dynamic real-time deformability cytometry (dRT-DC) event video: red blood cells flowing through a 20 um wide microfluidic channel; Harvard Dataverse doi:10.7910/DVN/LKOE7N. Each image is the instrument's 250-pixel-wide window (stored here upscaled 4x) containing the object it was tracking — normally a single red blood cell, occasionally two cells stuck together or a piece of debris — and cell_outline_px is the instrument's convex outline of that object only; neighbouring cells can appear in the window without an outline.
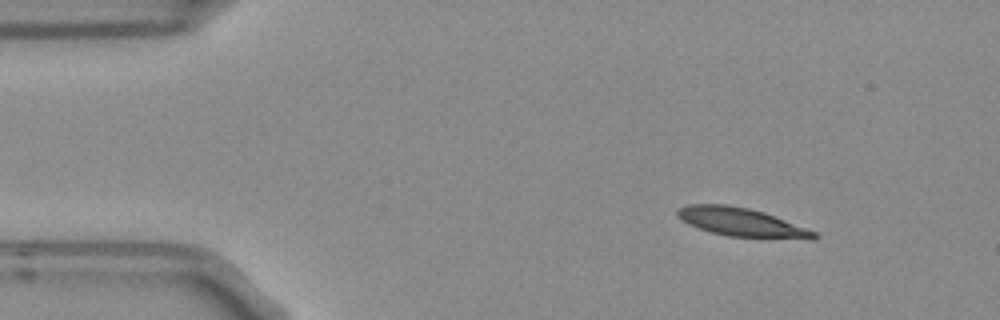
{"species": "Egyptian fruit bat (a non-hibernating species)", "species_latin": "Rousettus aegyptiacus", "temperature_condition": "room temperature", "stored_images_in_passage": 5, "camera_frame_rate_fps": 3000, "um_per_image_px": 0.085, "frame": {"image": 1, "passage_image": 1, "time_ms": 0.0, "image_size_px": [1000, 320], "cell_outline_px": [[820, 236], [812, 240], [728, 236], [712, 232], [688, 224], [676, 216], [676, 212], [680, 208], [688, 204], [728, 204], [748, 208], [764, 212], [816, 232]], "centroid_in_image_um": [63.05, 18.89], "position_along_channel_um": 22.0, "area_um2": 22.72}}
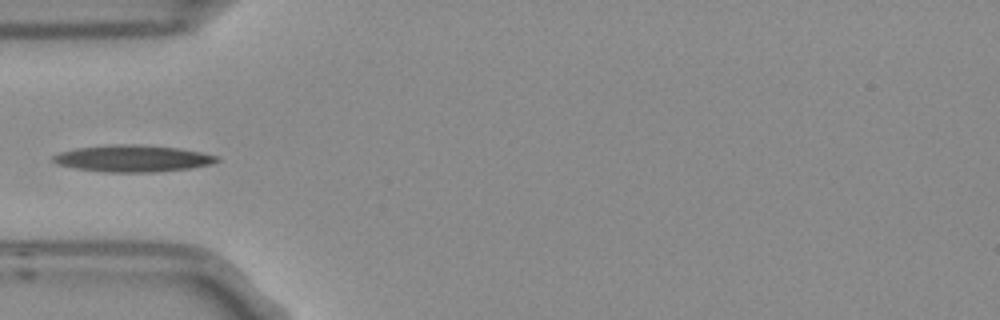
{"frame": {"image": 2, "passage_image": 4, "time_ms": 1.0, "image_size_px": [1000, 320], "cell_outline_px": [[220, 160], [212, 164], [192, 168], [152, 172], [104, 172], [76, 168], [56, 164], [52, 160], [52, 156], [60, 152], [76, 148], [112, 144], [140, 144], [176, 148], [200, 152], [220, 156]], "centroid_in_image_um": [11.29, 13.47], "position_along_channel_um": 73.7, "area_um2": 25.61}}
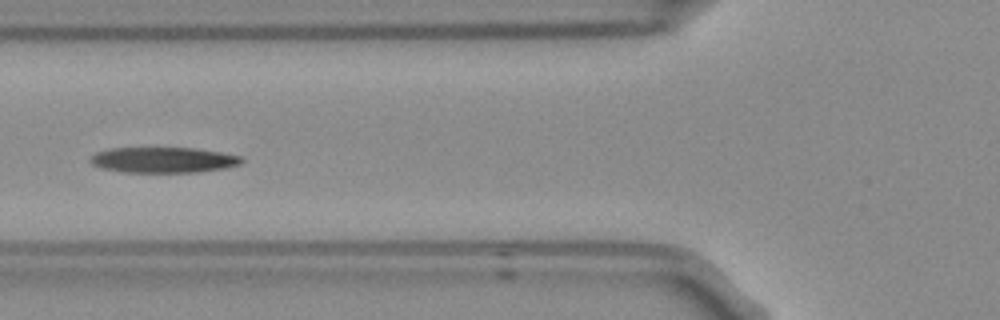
{"frame": {"image": 3, "passage_image": 5, "time_ms": 1.333, "image_size_px": [1000, 320], "cell_outline_px": [[244, 160], [240, 164], [224, 168], [196, 172], [124, 172], [100, 168], [92, 164], [88, 160], [88, 156], [96, 152], [108, 148], [196, 148], [220, 152], [240, 156]], "centroid_in_image_um": [13.81, 13.59], "position_along_channel_um": 112.0, "area_um2": 22.66}}